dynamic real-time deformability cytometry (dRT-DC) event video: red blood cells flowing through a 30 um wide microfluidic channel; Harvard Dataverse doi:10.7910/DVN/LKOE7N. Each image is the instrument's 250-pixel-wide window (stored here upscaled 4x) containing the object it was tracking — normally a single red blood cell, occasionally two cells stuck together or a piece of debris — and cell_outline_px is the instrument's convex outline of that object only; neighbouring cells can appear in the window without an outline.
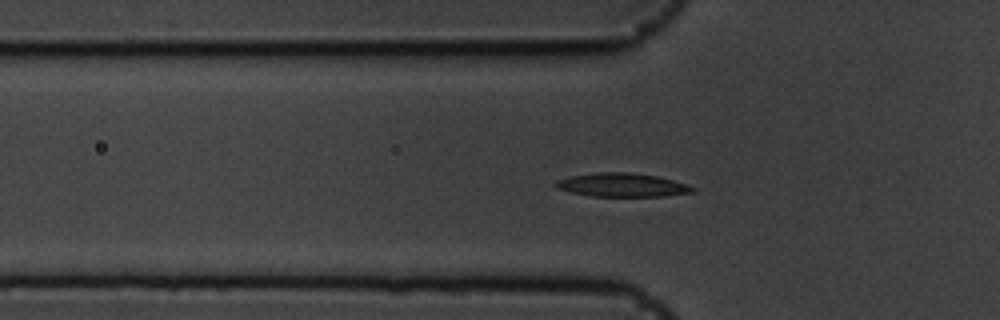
{"species": "common noctule bat (a hibernating species)", "species_latin": "Nyctalus noctula", "temperature_condition": "cold", "stored_images_in_passage": 46, "camera_frame_rate_fps": 3000, "um_per_image_px": 0.085, "animal": {"sex": "male", "body_mass_g": 19.5, "forearm_length_mm": 54.6}, "frame": {"image": 1, "passage_image": 7, "time_ms": 2.0, "image_size_px": [1000, 320], "cell_outline_px": [[696, 192], [664, 196], [592, 196], [572, 192], [556, 188], [552, 184], [556, 180], [572, 176], [596, 172], [628, 172], [656, 176], [672, 180], [696, 188]], "centroid_in_image_um": [52.86, 15.72], "position_along_channel_um": 72.9, "area_um2": 18.73}}
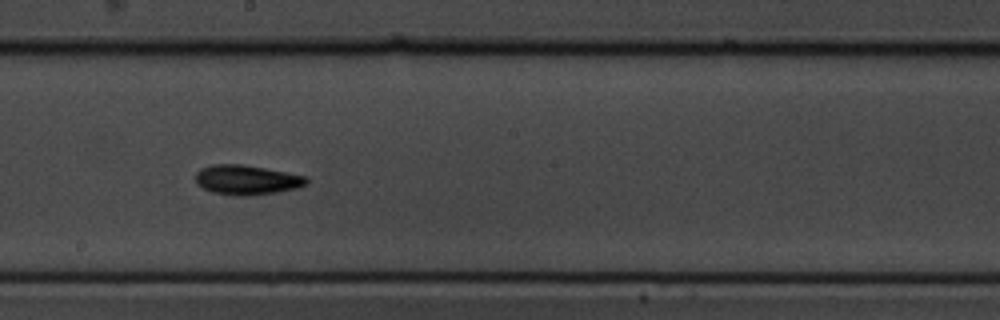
{"frame": {"image": 2, "passage_image": 20, "time_ms": 6.333, "image_size_px": [1000, 320], "cell_outline_px": [[308, 184], [296, 188], [276, 192], [248, 196], [236, 196], [212, 192], [196, 184], [196, 172], [200, 168], [212, 164], [244, 164], [308, 176]], "centroid_in_image_um": [20.97, 15.28], "position_along_channel_um": 227.2, "area_um2": 19.36}}
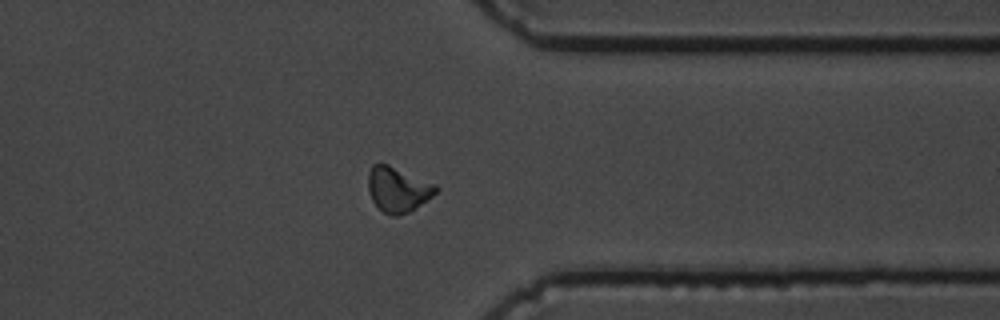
{"frame": {"image": 3, "passage_image": 33, "time_ms": 10.667, "image_size_px": [1000, 320], "cell_outline_px": [[440, 188], [432, 196], [408, 212], [396, 216], [392, 216], [384, 212], [372, 200], [368, 192], [368, 172], [372, 164], [388, 164], [436, 184]], "centroid_in_image_um": [33.8, 16.08], "position_along_channel_um": 377.6, "area_um2": 17.63}, "authors_computed_cell_mechanics": {"area_um2": 17.6001, "velocity_mm_per_s": 3.5625, "shape_relaxation_time_tau1_ms": 6.029, "shape_relaxation_time_tau2_ms": null, "deformation_change_tau1": 0.1688, "deformation_change_tau2": null}}